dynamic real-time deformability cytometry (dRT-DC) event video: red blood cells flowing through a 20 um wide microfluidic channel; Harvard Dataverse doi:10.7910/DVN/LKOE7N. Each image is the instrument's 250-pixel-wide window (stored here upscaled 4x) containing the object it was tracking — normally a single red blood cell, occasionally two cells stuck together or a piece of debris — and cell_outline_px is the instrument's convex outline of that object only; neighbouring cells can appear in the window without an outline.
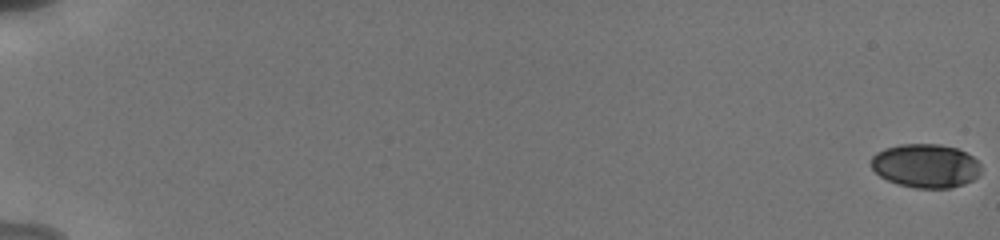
{"species": "human", "species_latin": "Homo sapiens", "temperature_condition": "cold", "stored_images_in_passage": 25, "camera_frame_rate_fps": 3000, "um_per_image_px": 0.085, "donor": {"sex": "male"}, "frame": {"image": 1, "passage_image": 1, "time_ms": 0.0, "image_size_px": [1000, 240], "cell_outline_px": [[980, 172], [972, 180], [964, 184], [948, 188], [916, 188], [900, 184], [888, 180], [880, 176], [872, 168], [872, 156], [876, 152], [884, 148], [900, 144], [940, 144], [956, 148], [972, 156], [980, 164]], "centroid_in_image_um": [78.67, 14.08], "position_along_channel_um": 6.3, "area_um2": 27.86}}
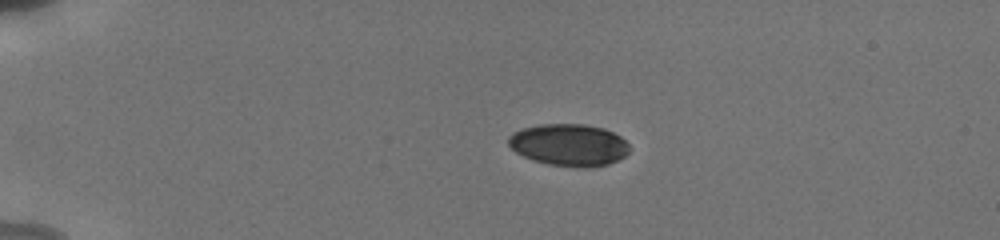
{"frame": {"image": 2, "passage_image": 19, "time_ms": 4.667, "image_size_px": [1000, 240], "cell_outline_px": [[628, 152], [624, 156], [608, 164], [588, 168], [584, 168], [548, 164], [524, 156], [516, 152], [508, 144], [508, 136], [512, 132], [524, 128], [540, 124], [584, 124], [604, 128], [620, 136], [628, 144]], "centroid_in_image_um": [48.36, 12.31], "position_along_channel_um": 36.6, "area_um2": 29.48}}
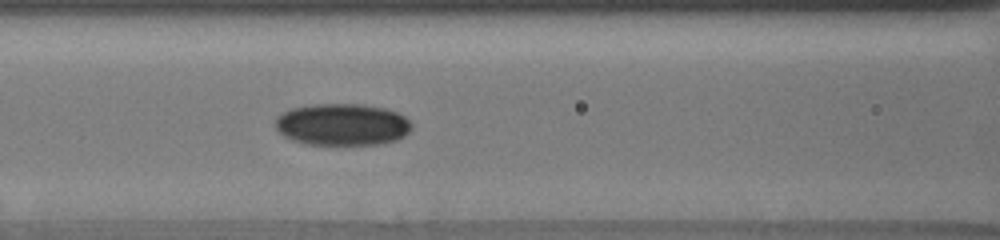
{"frame": {"image": 3, "passage_image": 25, "time_ms": 9.0, "image_size_px": [1000, 240], "cell_outline_px": [[412, 128], [404, 136], [396, 140], [384, 144], [304, 144], [292, 140], [284, 136], [276, 128], [276, 116], [292, 108], [316, 104], [364, 104], [384, 108], [396, 112], [404, 116], [412, 124]], "centroid_in_image_um": [29.1, 10.58], "position_along_channel_um": 137.5, "area_um2": 33.29}}